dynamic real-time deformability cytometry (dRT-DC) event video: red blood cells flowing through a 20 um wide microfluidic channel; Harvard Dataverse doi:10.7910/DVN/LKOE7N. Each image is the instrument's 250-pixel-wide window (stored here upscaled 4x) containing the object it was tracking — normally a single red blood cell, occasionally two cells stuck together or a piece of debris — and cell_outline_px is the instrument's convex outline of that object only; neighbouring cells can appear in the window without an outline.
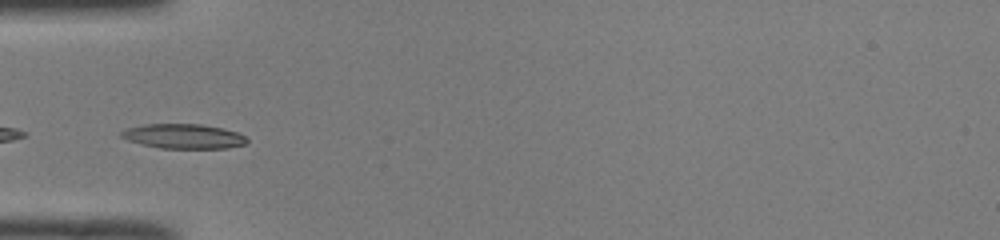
{"species": "common noctule bat (a hibernating species)", "species_latin": "Nyctalus noctula", "temperature_condition": "room temperature", "stored_images_in_passage": 7, "camera_frame_rate_fps": 3000, "um_per_image_px": 0.085, "animal": {"sex": "male", "body_mass_g": 19.0, "forearm_length_mm": 50.8}, "frame": {"image": 1, "passage_image": 4, "time_ms": 1.0, "image_size_px": [1000, 240], "cell_outline_px": [[248, 140], [244, 144], [228, 148], [160, 148], [128, 140], [120, 136], [120, 132], [124, 128], [144, 124], [200, 124], [240, 132]], "centroid_in_image_um": [15.58, 11.57], "position_along_channel_um": 69.4, "area_um2": 17.98}}